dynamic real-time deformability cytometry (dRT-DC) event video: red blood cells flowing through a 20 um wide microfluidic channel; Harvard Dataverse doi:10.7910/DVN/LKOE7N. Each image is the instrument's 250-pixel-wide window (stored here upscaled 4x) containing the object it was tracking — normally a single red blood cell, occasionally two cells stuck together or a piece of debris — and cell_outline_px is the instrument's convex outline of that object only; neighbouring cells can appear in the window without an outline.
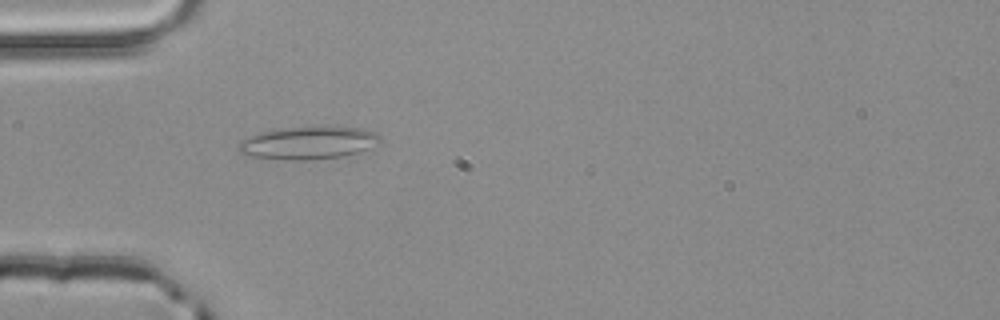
{"species": "common noctule bat (a hibernating species)", "species_latin": "Nyctalus noctula", "temperature_condition": "room temperature", "stored_images_in_passage": 2, "camera_frame_rate_fps": 3000, "um_per_image_px": 0.085, "animal": {"sex": "male", "body_mass_g": 20.4}, "frame": {"image": 1, "passage_image": 2, "time_ms": 0.333, "image_size_px": [1000, 320], "cell_outline_px": [[380, 140], [368, 148], [360, 152], [344, 156], [308, 160], [292, 160], [252, 156], [240, 152], [236, 148], [236, 144], [240, 140], [248, 136], [260, 132], [280, 128], [324, 124], [360, 128], [376, 132], [380, 136]], "centroid_in_image_um": [26.19, 12.1], "position_along_channel_um": 58.8, "area_um2": 27.69}}